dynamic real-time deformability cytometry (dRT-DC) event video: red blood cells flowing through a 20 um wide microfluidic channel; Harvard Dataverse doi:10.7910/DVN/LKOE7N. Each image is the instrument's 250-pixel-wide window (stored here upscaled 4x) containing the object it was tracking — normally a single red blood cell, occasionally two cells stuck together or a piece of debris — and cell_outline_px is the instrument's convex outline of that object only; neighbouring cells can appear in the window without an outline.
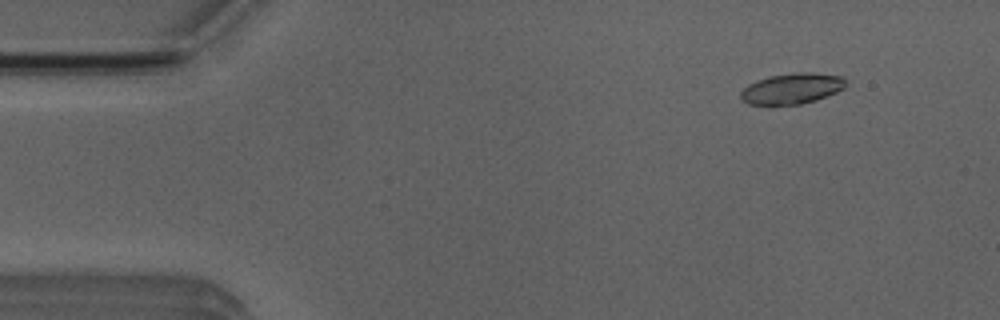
{"species": "Egyptian fruit bat (a non-hibernating species)", "species_latin": "Rousettus aegyptiacus", "temperature_condition": "room temperature", "stored_images_in_passage": 6, "camera_frame_rate_fps": 3000, "um_per_image_px": 0.085, "animal": {"sex": "male"}, "frame": {"image": 1, "passage_image": 2, "time_ms": 1.0, "image_size_px": [1000, 320], "cell_outline_px": [[844, 88], [836, 92], [816, 100], [800, 104], [748, 104], [740, 100], [740, 92], [748, 84], [768, 76], [796, 72], [812, 72], [840, 76], [844, 80]], "centroid_in_image_um": [67.27, 7.52], "position_along_channel_um": 17.7, "area_um2": 18.67}}
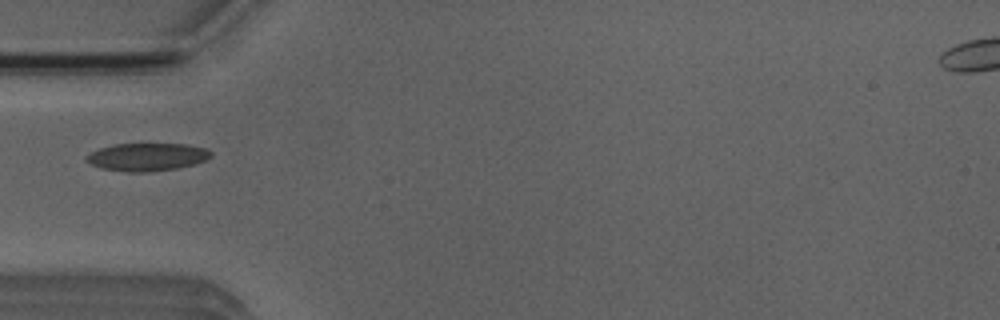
{"frame": {"image": 2, "passage_image": 5, "time_ms": 4.667, "image_size_px": [1000, 320], "cell_outline_px": [[212, 156], [204, 160], [192, 164], [176, 168], [148, 172], [128, 172], [100, 168], [84, 160], [84, 156], [100, 148], [116, 144], [184, 144], [208, 148], [212, 152]], "centroid_in_image_um": [12.48, 13.34], "position_along_channel_um": 72.5, "area_um2": 20.11}}